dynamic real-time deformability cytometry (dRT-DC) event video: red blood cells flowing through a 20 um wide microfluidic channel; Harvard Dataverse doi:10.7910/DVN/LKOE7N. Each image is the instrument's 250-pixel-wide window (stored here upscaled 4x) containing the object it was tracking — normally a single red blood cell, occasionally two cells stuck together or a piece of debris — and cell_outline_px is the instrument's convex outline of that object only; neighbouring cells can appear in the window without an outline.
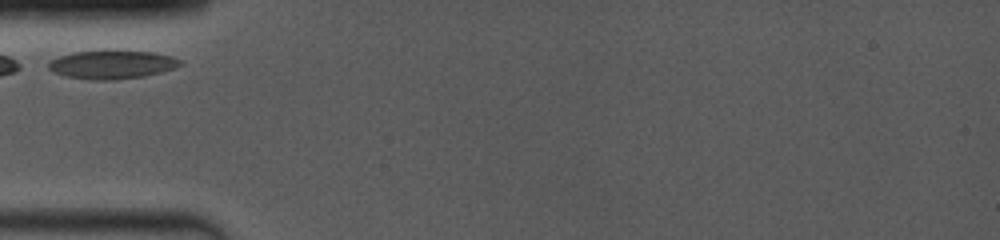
{"species": "common noctule bat (a hibernating species)", "species_latin": "Nyctalus noctula", "temperature_condition": "room temperature", "stored_images_in_passage": 30, "camera_frame_rate_fps": 4000, "um_per_image_px": 0.085, "animal": {"sex": "female", "body_mass_g": 19.0, "forearm_length_mm": 53.3}, "frame": {"image": 1, "passage_image": 1, "time_ms": 0.0, "image_size_px": [1000, 240], "cell_outline_px": [[184, 64], [176, 68], [144, 76], [112, 80], [96, 80], [64, 76], [52, 72], [48, 68], [48, 64], [52, 60], [60, 56], [76, 52], [152, 52], [168, 56], [180, 60]], "centroid_in_image_um": [9.51, 5.52], "position_along_channel_um": 75.5, "area_um2": 21.21}}